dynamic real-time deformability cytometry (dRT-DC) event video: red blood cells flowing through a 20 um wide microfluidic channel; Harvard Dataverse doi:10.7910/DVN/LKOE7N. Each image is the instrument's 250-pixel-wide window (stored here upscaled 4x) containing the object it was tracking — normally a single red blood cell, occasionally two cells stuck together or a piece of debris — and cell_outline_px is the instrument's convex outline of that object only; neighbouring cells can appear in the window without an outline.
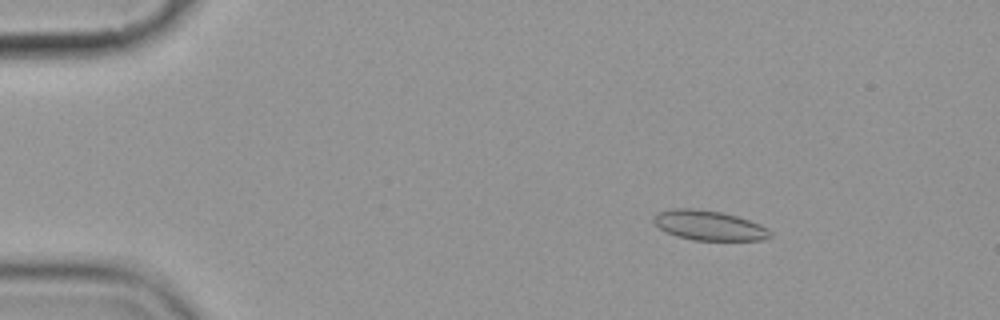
{"species": "common noctule bat (a hibernating species)", "species_latin": "Nyctalus noctula", "temperature_condition": "cold", "stored_images_in_passage": 10, "camera_frame_rate_fps": 3000, "um_per_image_px": 0.085, "animal": {"sex": "female", "body_mass_g": 19.9}, "frame": {"image": 1, "passage_image": 2, "time_ms": 2.0, "image_size_px": [1000, 320], "cell_outline_px": [[772, 236], [764, 240], [696, 240], [676, 236], [660, 228], [652, 220], [652, 216], [656, 212], [672, 208], [692, 208], [724, 212], [760, 224], [768, 228], [772, 232]], "centroid_in_image_um": [60.26, 19.15], "position_along_channel_um": 24.7, "area_um2": 20.35}}
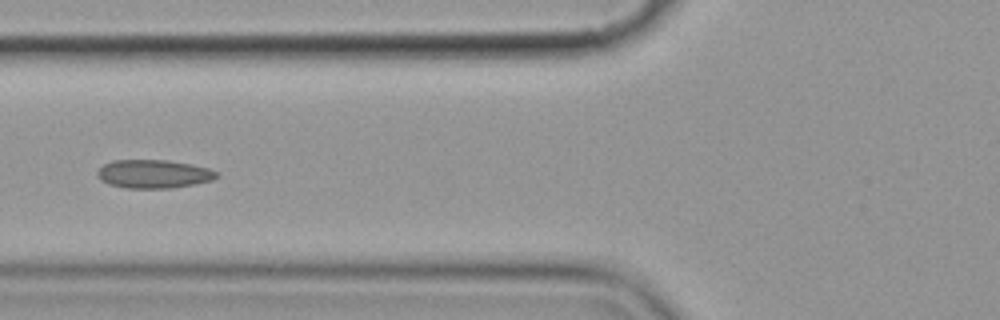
{"frame": {"image": 2, "passage_image": 6, "time_ms": 6.667, "image_size_px": [1000, 320], "cell_outline_px": [[220, 176], [212, 180], [172, 188], [124, 188], [108, 184], [100, 180], [96, 176], [96, 172], [104, 164], [112, 160], [168, 160], [192, 164], [208, 168], [220, 172]], "centroid_in_image_um": [13.05, 14.78], "position_along_channel_um": 112.7, "area_um2": 20.0}}
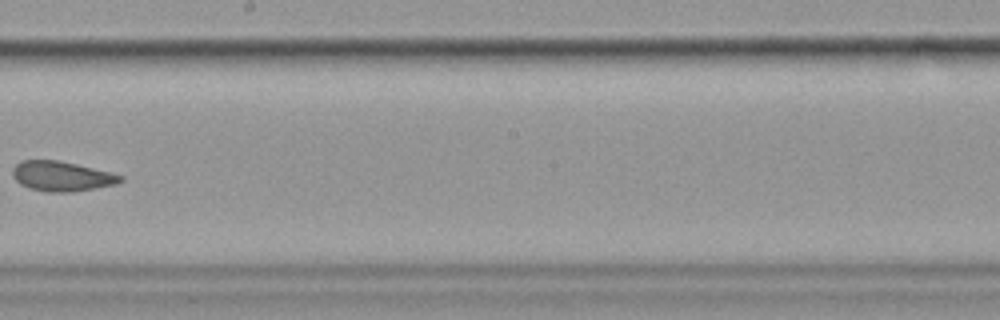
{"frame": {"image": 3, "passage_image": 9, "time_ms": 10.333, "image_size_px": [1000, 320], "cell_outline_px": [[124, 180], [116, 184], [72, 192], [44, 192], [28, 188], [20, 184], [12, 176], [12, 168], [20, 160], [60, 160], [124, 176]], "centroid_in_image_um": [5.2, 14.98], "position_along_channel_um": 243.0, "area_um2": 18.84}}